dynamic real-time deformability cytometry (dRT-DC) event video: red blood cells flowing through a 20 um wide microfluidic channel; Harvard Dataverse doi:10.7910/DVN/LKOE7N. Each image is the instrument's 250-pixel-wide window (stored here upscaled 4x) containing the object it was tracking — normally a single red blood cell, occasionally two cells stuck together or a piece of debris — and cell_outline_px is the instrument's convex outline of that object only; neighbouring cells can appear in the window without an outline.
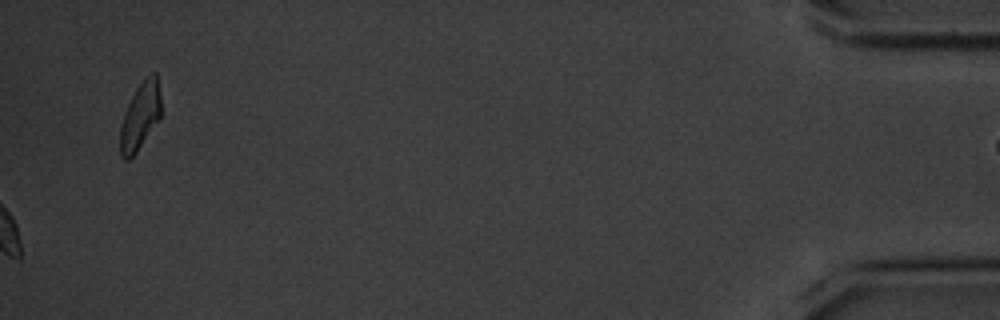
{"species": "common noctule bat (a hibernating species)", "species_latin": "Nyctalus noctula", "temperature_condition": "cold", "stored_images_in_passage": 49, "camera_frame_rate_fps": 3000, "um_per_image_px": 0.085, "animal": {"sex": "male", "body_mass_g": 20.1, "forearm_length_mm": 53.5}, "frame": {"image": 1, "passage_image": 49, "time_ms": 16.0, "image_size_px": [1000, 320], "cell_outline_px": [[160, 120], [136, 152], [128, 160], [124, 160], [120, 156], [120, 124], [124, 112], [136, 88], [152, 72], [156, 72], [160, 96]], "centroid_in_image_um": [11.9, 9.91], "position_along_channel_um": 423.3, "area_um2": 15.95}, "authors_computed_cell_mechanics": {"area_um2": 17.918, "velocity_mm_per_s": 3.5044, "shape_relaxation_time_tau1_ms": 8.2414, "shape_relaxation_time_tau2_ms": 8.0027, "deformation_change_tau1": 0.2516, "deformation_change_tau2": 0.126}}